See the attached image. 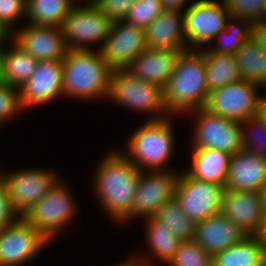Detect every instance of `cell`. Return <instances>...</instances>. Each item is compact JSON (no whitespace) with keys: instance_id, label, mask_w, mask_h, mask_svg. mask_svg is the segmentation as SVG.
<instances>
[{"instance_id":"obj_32","label":"cell","mask_w":266,"mask_h":266,"mask_svg":"<svg viewBox=\"0 0 266 266\" xmlns=\"http://www.w3.org/2000/svg\"><path fill=\"white\" fill-rule=\"evenodd\" d=\"M241 127L243 149L266 159V121L264 118L260 114L251 116L241 122Z\"/></svg>"},{"instance_id":"obj_27","label":"cell","mask_w":266,"mask_h":266,"mask_svg":"<svg viewBox=\"0 0 266 266\" xmlns=\"http://www.w3.org/2000/svg\"><path fill=\"white\" fill-rule=\"evenodd\" d=\"M77 0H27V23L62 27L64 19Z\"/></svg>"},{"instance_id":"obj_28","label":"cell","mask_w":266,"mask_h":266,"mask_svg":"<svg viewBox=\"0 0 266 266\" xmlns=\"http://www.w3.org/2000/svg\"><path fill=\"white\" fill-rule=\"evenodd\" d=\"M146 238L149 249L156 261L168 264L181 241L175 236L171 228L158 222L154 217L146 218Z\"/></svg>"},{"instance_id":"obj_29","label":"cell","mask_w":266,"mask_h":266,"mask_svg":"<svg viewBox=\"0 0 266 266\" xmlns=\"http://www.w3.org/2000/svg\"><path fill=\"white\" fill-rule=\"evenodd\" d=\"M251 25L252 23L247 20L231 16L225 29L218 33L214 39V42L217 40L216 43L218 45L215 44L216 46L210 45L207 48H203L204 52L235 54L251 39Z\"/></svg>"},{"instance_id":"obj_30","label":"cell","mask_w":266,"mask_h":266,"mask_svg":"<svg viewBox=\"0 0 266 266\" xmlns=\"http://www.w3.org/2000/svg\"><path fill=\"white\" fill-rule=\"evenodd\" d=\"M235 55L243 79L266 90V53L250 39Z\"/></svg>"},{"instance_id":"obj_40","label":"cell","mask_w":266,"mask_h":266,"mask_svg":"<svg viewBox=\"0 0 266 266\" xmlns=\"http://www.w3.org/2000/svg\"><path fill=\"white\" fill-rule=\"evenodd\" d=\"M251 40L266 53V20L251 25Z\"/></svg>"},{"instance_id":"obj_42","label":"cell","mask_w":266,"mask_h":266,"mask_svg":"<svg viewBox=\"0 0 266 266\" xmlns=\"http://www.w3.org/2000/svg\"><path fill=\"white\" fill-rule=\"evenodd\" d=\"M154 264H151V261L144 257H136L135 256H131L130 258L125 259L124 261H122L119 264H116L115 266H153Z\"/></svg>"},{"instance_id":"obj_26","label":"cell","mask_w":266,"mask_h":266,"mask_svg":"<svg viewBox=\"0 0 266 266\" xmlns=\"http://www.w3.org/2000/svg\"><path fill=\"white\" fill-rule=\"evenodd\" d=\"M208 91L243 79L235 54L205 53Z\"/></svg>"},{"instance_id":"obj_34","label":"cell","mask_w":266,"mask_h":266,"mask_svg":"<svg viewBox=\"0 0 266 266\" xmlns=\"http://www.w3.org/2000/svg\"><path fill=\"white\" fill-rule=\"evenodd\" d=\"M164 9L161 0H137L124 21L145 29Z\"/></svg>"},{"instance_id":"obj_21","label":"cell","mask_w":266,"mask_h":266,"mask_svg":"<svg viewBox=\"0 0 266 266\" xmlns=\"http://www.w3.org/2000/svg\"><path fill=\"white\" fill-rule=\"evenodd\" d=\"M266 184V159L245 151L231 156L225 188L237 191H257Z\"/></svg>"},{"instance_id":"obj_46","label":"cell","mask_w":266,"mask_h":266,"mask_svg":"<svg viewBox=\"0 0 266 266\" xmlns=\"http://www.w3.org/2000/svg\"><path fill=\"white\" fill-rule=\"evenodd\" d=\"M259 194L262 200L263 212L266 214V184L259 190Z\"/></svg>"},{"instance_id":"obj_36","label":"cell","mask_w":266,"mask_h":266,"mask_svg":"<svg viewBox=\"0 0 266 266\" xmlns=\"http://www.w3.org/2000/svg\"><path fill=\"white\" fill-rule=\"evenodd\" d=\"M23 110L20 103L19 88L0 80V125Z\"/></svg>"},{"instance_id":"obj_11","label":"cell","mask_w":266,"mask_h":266,"mask_svg":"<svg viewBox=\"0 0 266 266\" xmlns=\"http://www.w3.org/2000/svg\"><path fill=\"white\" fill-rule=\"evenodd\" d=\"M258 84L242 79L209 92L205 109L227 119L243 122L260 112ZM258 92V93H257Z\"/></svg>"},{"instance_id":"obj_20","label":"cell","mask_w":266,"mask_h":266,"mask_svg":"<svg viewBox=\"0 0 266 266\" xmlns=\"http://www.w3.org/2000/svg\"><path fill=\"white\" fill-rule=\"evenodd\" d=\"M146 48L184 52L188 43L184 38L183 11L164 9L145 28Z\"/></svg>"},{"instance_id":"obj_2","label":"cell","mask_w":266,"mask_h":266,"mask_svg":"<svg viewBox=\"0 0 266 266\" xmlns=\"http://www.w3.org/2000/svg\"><path fill=\"white\" fill-rule=\"evenodd\" d=\"M208 96L204 50L181 52L173 74L163 89V101L168 114L180 116L204 108Z\"/></svg>"},{"instance_id":"obj_23","label":"cell","mask_w":266,"mask_h":266,"mask_svg":"<svg viewBox=\"0 0 266 266\" xmlns=\"http://www.w3.org/2000/svg\"><path fill=\"white\" fill-rule=\"evenodd\" d=\"M190 166L184 171L202 182H212L225 187L230 167L231 154L208 148H192Z\"/></svg>"},{"instance_id":"obj_22","label":"cell","mask_w":266,"mask_h":266,"mask_svg":"<svg viewBox=\"0 0 266 266\" xmlns=\"http://www.w3.org/2000/svg\"><path fill=\"white\" fill-rule=\"evenodd\" d=\"M180 53L181 51L176 50L146 48L127 69L144 81L164 89Z\"/></svg>"},{"instance_id":"obj_12","label":"cell","mask_w":266,"mask_h":266,"mask_svg":"<svg viewBox=\"0 0 266 266\" xmlns=\"http://www.w3.org/2000/svg\"><path fill=\"white\" fill-rule=\"evenodd\" d=\"M173 170L141 171L129 212L118 222L136 217H153L159 207L175 198L180 172Z\"/></svg>"},{"instance_id":"obj_14","label":"cell","mask_w":266,"mask_h":266,"mask_svg":"<svg viewBox=\"0 0 266 266\" xmlns=\"http://www.w3.org/2000/svg\"><path fill=\"white\" fill-rule=\"evenodd\" d=\"M225 187L212 182H202L180 171L175 189V199L182 211L195 223L220 213Z\"/></svg>"},{"instance_id":"obj_33","label":"cell","mask_w":266,"mask_h":266,"mask_svg":"<svg viewBox=\"0 0 266 266\" xmlns=\"http://www.w3.org/2000/svg\"><path fill=\"white\" fill-rule=\"evenodd\" d=\"M168 266H213V256L194 240L181 241Z\"/></svg>"},{"instance_id":"obj_3","label":"cell","mask_w":266,"mask_h":266,"mask_svg":"<svg viewBox=\"0 0 266 266\" xmlns=\"http://www.w3.org/2000/svg\"><path fill=\"white\" fill-rule=\"evenodd\" d=\"M112 69L99 49H69L63 60V93L69 99L108 97Z\"/></svg>"},{"instance_id":"obj_38","label":"cell","mask_w":266,"mask_h":266,"mask_svg":"<svg viewBox=\"0 0 266 266\" xmlns=\"http://www.w3.org/2000/svg\"><path fill=\"white\" fill-rule=\"evenodd\" d=\"M104 16L112 21H123L137 0H91Z\"/></svg>"},{"instance_id":"obj_25","label":"cell","mask_w":266,"mask_h":266,"mask_svg":"<svg viewBox=\"0 0 266 266\" xmlns=\"http://www.w3.org/2000/svg\"><path fill=\"white\" fill-rule=\"evenodd\" d=\"M265 261L264 249L252 235L213 256V266H261Z\"/></svg>"},{"instance_id":"obj_16","label":"cell","mask_w":266,"mask_h":266,"mask_svg":"<svg viewBox=\"0 0 266 266\" xmlns=\"http://www.w3.org/2000/svg\"><path fill=\"white\" fill-rule=\"evenodd\" d=\"M23 110L48 104L63 93V61H37L29 80L19 88Z\"/></svg>"},{"instance_id":"obj_47","label":"cell","mask_w":266,"mask_h":266,"mask_svg":"<svg viewBox=\"0 0 266 266\" xmlns=\"http://www.w3.org/2000/svg\"><path fill=\"white\" fill-rule=\"evenodd\" d=\"M0 80H1V48H0Z\"/></svg>"},{"instance_id":"obj_15","label":"cell","mask_w":266,"mask_h":266,"mask_svg":"<svg viewBox=\"0 0 266 266\" xmlns=\"http://www.w3.org/2000/svg\"><path fill=\"white\" fill-rule=\"evenodd\" d=\"M146 49L145 29L113 21L107 39L99 48L103 60L113 69H125Z\"/></svg>"},{"instance_id":"obj_13","label":"cell","mask_w":266,"mask_h":266,"mask_svg":"<svg viewBox=\"0 0 266 266\" xmlns=\"http://www.w3.org/2000/svg\"><path fill=\"white\" fill-rule=\"evenodd\" d=\"M49 242L23 217H18L0 230V266H22L31 262Z\"/></svg>"},{"instance_id":"obj_31","label":"cell","mask_w":266,"mask_h":266,"mask_svg":"<svg viewBox=\"0 0 266 266\" xmlns=\"http://www.w3.org/2000/svg\"><path fill=\"white\" fill-rule=\"evenodd\" d=\"M153 217L170 227L180 241L194 240L196 223L182 211L175 198L159 207Z\"/></svg>"},{"instance_id":"obj_18","label":"cell","mask_w":266,"mask_h":266,"mask_svg":"<svg viewBox=\"0 0 266 266\" xmlns=\"http://www.w3.org/2000/svg\"><path fill=\"white\" fill-rule=\"evenodd\" d=\"M220 213L247 235H253L264 215L261 196L257 191L225 188Z\"/></svg>"},{"instance_id":"obj_43","label":"cell","mask_w":266,"mask_h":266,"mask_svg":"<svg viewBox=\"0 0 266 266\" xmlns=\"http://www.w3.org/2000/svg\"><path fill=\"white\" fill-rule=\"evenodd\" d=\"M161 2L163 7L169 10L184 11L188 7L186 5V2H188V0H161Z\"/></svg>"},{"instance_id":"obj_41","label":"cell","mask_w":266,"mask_h":266,"mask_svg":"<svg viewBox=\"0 0 266 266\" xmlns=\"http://www.w3.org/2000/svg\"><path fill=\"white\" fill-rule=\"evenodd\" d=\"M252 236L262 245L266 255V214L262 216L259 226Z\"/></svg>"},{"instance_id":"obj_10","label":"cell","mask_w":266,"mask_h":266,"mask_svg":"<svg viewBox=\"0 0 266 266\" xmlns=\"http://www.w3.org/2000/svg\"><path fill=\"white\" fill-rule=\"evenodd\" d=\"M0 177L5 183L11 207L19 217L40 201L60 178L54 171L43 168L8 173L0 169Z\"/></svg>"},{"instance_id":"obj_5","label":"cell","mask_w":266,"mask_h":266,"mask_svg":"<svg viewBox=\"0 0 266 266\" xmlns=\"http://www.w3.org/2000/svg\"><path fill=\"white\" fill-rule=\"evenodd\" d=\"M107 98L126 109L148 112L151 114L148 120L170 116L164 105L163 89L135 76L127 68L112 70Z\"/></svg>"},{"instance_id":"obj_39","label":"cell","mask_w":266,"mask_h":266,"mask_svg":"<svg viewBox=\"0 0 266 266\" xmlns=\"http://www.w3.org/2000/svg\"><path fill=\"white\" fill-rule=\"evenodd\" d=\"M18 217L11 207L5 183L0 177V230L13 223Z\"/></svg>"},{"instance_id":"obj_45","label":"cell","mask_w":266,"mask_h":266,"mask_svg":"<svg viewBox=\"0 0 266 266\" xmlns=\"http://www.w3.org/2000/svg\"><path fill=\"white\" fill-rule=\"evenodd\" d=\"M266 93V92H265ZM264 95V96H263ZM261 96V104H260V112L259 114L264 118L266 121V94Z\"/></svg>"},{"instance_id":"obj_9","label":"cell","mask_w":266,"mask_h":266,"mask_svg":"<svg viewBox=\"0 0 266 266\" xmlns=\"http://www.w3.org/2000/svg\"><path fill=\"white\" fill-rule=\"evenodd\" d=\"M112 24L113 21L88 0L84 5H73L64 19L62 30L69 49H93L90 47L92 43L100 45L99 49L107 39Z\"/></svg>"},{"instance_id":"obj_1","label":"cell","mask_w":266,"mask_h":266,"mask_svg":"<svg viewBox=\"0 0 266 266\" xmlns=\"http://www.w3.org/2000/svg\"><path fill=\"white\" fill-rule=\"evenodd\" d=\"M110 152L96 166L93 183L101 209L118 223L129 212L141 171L122 151Z\"/></svg>"},{"instance_id":"obj_19","label":"cell","mask_w":266,"mask_h":266,"mask_svg":"<svg viewBox=\"0 0 266 266\" xmlns=\"http://www.w3.org/2000/svg\"><path fill=\"white\" fill-rule=\"evenodd\" d=\"M247 236L221 213L195 224L194 241L212 256L241 242Z\"/></svg>"},{"instance_id":"obj_8","label":"cell","mask_w":266,"mask_h":266,"mask_svg":"<svg viewBox=\"0 0 266 266\" xmlns=\"http://www.w3.org/2000/svg\"><path fill=\"white\" fill-rule=\"evenodd\" d=\"M188 113L193 115V119L195 117L192 148L216 149L231 155L243 149L240 122L213 114L205 108Z\"/></svg>"},{"instance_id":"obj_7","label":"cell","mask_w":266,"mask_h":266,"mask_svg":"<svg viewBox=\"0 0 266 266\" xmlns=\"http://www.w3.org/2000/svg\"><path fill=\"white\" fill-rule=\"evenodd\" d=\"M220 2L194 0L183 11L184 38L188 43V50H201L204 46L209 47L216 35L225 29L231 15L223 0Z\"/></svg>"},{"instance_id":"obj_37","label":"cell","mask_w":266,"mask_h":266,"mask_svg":"<svg viewBox=\"0 0 266 266\" xmlns=\"http://www.w3.org/2000/svg\"><path fill=\"white\" fill-rule=\"evenodd\" d=\"M27 0H0V25L10 35L15 31L14 23L26 19Z\"/></svg>"},{"instance_id":"obj_4","label":"cell","mask_w":266,"mask_h":266,"mask_svg":"<svg viewBox=\"0 0 266 266\" xmlns=\"http://www.w3.org/2000/svg\"><path fill=\"white\" fill-rule=\"evenodd\" d=\"M169 118L147 120L129 136L122 153L140 171L169 170L166 165L175 147L172 120Z\"/></svg>"},{"instance_id":"obj_24","label":"cell","mask_w":266,"mask_h":266,"mask_svg":"<svg viewBox=\"0 0 266 266\" xmlns=\"http://www.w3.org/2000/svg\"><path fill=\"white\" fill-rule=\"evenodd\" d=\"M1 48V81L20 88L29 80L37 66V60L13 40Z\"/></svg>"},{"instance_id":"obj_44","label":"cell","mask_w":266,"mask_h":266,"mask_svg":"<svg viewBox=\"0 0 266 266\" xmlns=\"http://www.w3.org/2000/svg\"><path fill=\"white\" fill-rule=\"evenodd\" d=\"M9 41H11V35L0 25V48L5 45V42Z\"/></svg>"},{"instance_id":"obj_6","label":"cell","mask_w":266,"mask_h":266,"mask_svg":"<svg viewBox=\"0 0 266 266\" xmlns=\"http://www.w3.org/2000/svg\"><path fill=\"white\" fill-rule=\"evenodd\" d=\"M60 180L22 216L51 242L72 221L77 211L70 190Z\"/></svg>"},{"instance_id":"obj_17","label":"cell","mask_w":266,"mask_h":266,"mask_svg":"<svg viewBox=\"0 0 266 266\" xmlns=\"http://www.w3.org/2000/svg\"><path fill=\"white\" fill-rule=\"evenodd\" d=\"M27 24L17 27L11 39L37 61H63L69 48L62 27Z\"/></svg>"},{"instance_id":"obj_35","label":"cell","mask_w":266,"mask_h":266,"mask_svg":"<svg viewBox=\"0 0 266 266\" xmlns=\"http://www.w3.org/2000/svg\"><path fill=\"white\" fill-rule=\"evenodd\" d=\"M231 16L251 23L264 20L266 15L265 0H223Z\"/></svg>"}]
</instances>
